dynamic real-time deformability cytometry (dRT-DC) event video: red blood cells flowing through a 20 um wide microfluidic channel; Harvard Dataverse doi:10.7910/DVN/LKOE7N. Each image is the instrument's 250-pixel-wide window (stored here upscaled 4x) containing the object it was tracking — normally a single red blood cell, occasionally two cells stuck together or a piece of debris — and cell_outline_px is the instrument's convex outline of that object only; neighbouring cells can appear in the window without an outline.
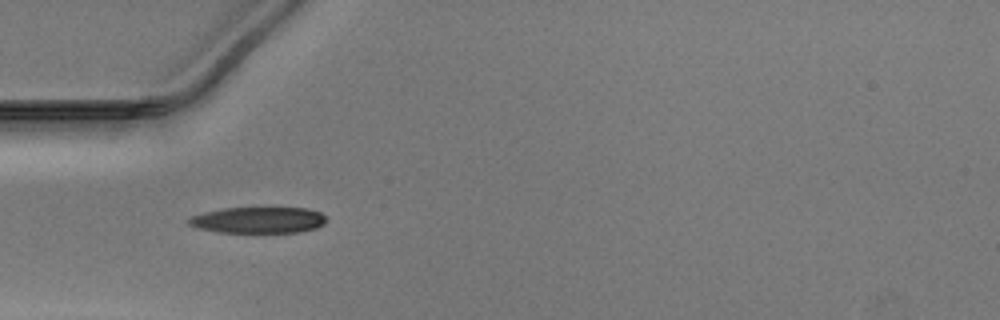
{"species": "Egyptian fruit bat (a non-hibernating species)", "species_latin": "Rousettus aegyptiacus", "temperature_condition": "warm", "stored_images_in_passage": 36, "camera_frame_rate_fps": 3000, "um_per_image_px": 0.085, "animal": {"sex": "male"}, "frame": {"image": 1, "passage_image": 1, "time_ms": 0.0, "image_size_px": [1000, 320], "cell_outline_px": [[328, 220], [324, 224], [316, 228], [296, 232], [220, 232], [200, 228], [188, 224], [188, 220], [192, 216], [204, 212], [224, 208], [268, 204], [272, 204], [308, 208], [320, 212]], "centroid_in_image_um": [22.04, 18.63], "position_along_channel_um": 63.0, "area_um2": 22.08}}
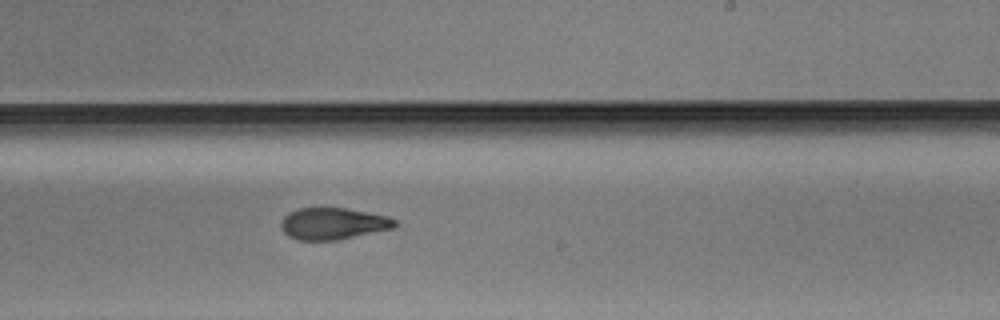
{"frame": {"image": 2, "passage_image": 16, "time_ms": 5.0, "image_size_px": [1000, 320], "cell_outline_px": [[396, 224], [392, 228], [336, 240], [300, 240], [288, 236], [284, 232], [280, 224], [284, 216], [288, 212], [300, 208], [344, 208], [388, 216], [396, 220]], "centroid_in_image_um": [28.27, 19.0], "position_along_channel_um": 260.7, "area_um2": 20.75}}
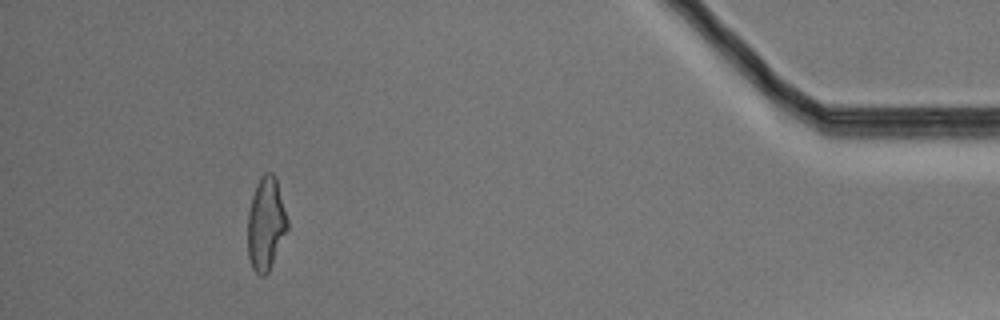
{"frame": {"image": 3, "passage_image": 32, "time_ms": 10.333, "image_size_px": [1000, 320], "cell_outline_px": [[288, 228], [268, 272], [264, 276], [260, 276], [252, 268], [248, 256], [248, 212], [252, 196], [256, 184], [260, 176], [264, 172], [272, 172], [276, 176], [288, 220]], "centroid_in_image_um": [22.6, 18.98], "position_along_channel_um": 412.6, "area_um2": 21.56}}